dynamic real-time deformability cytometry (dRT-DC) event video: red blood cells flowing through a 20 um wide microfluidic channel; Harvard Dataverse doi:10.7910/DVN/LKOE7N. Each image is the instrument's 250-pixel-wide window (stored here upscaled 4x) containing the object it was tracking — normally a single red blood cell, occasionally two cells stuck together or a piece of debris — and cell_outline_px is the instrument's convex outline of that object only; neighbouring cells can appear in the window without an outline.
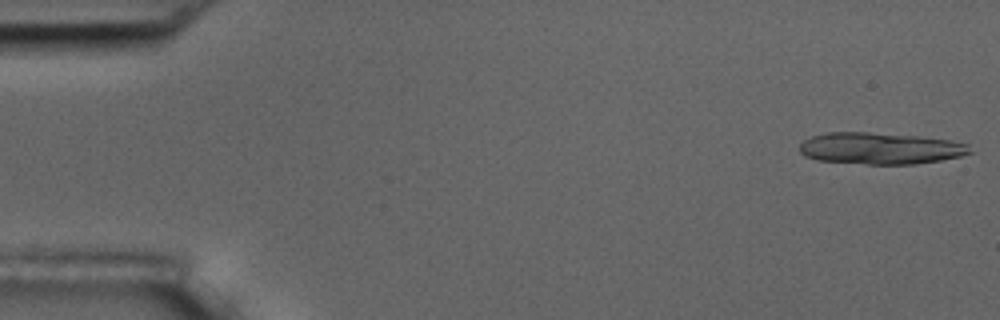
{"species": "common noctule bat (a hibernating species)", "species_latin": "Nyctalus noctula", "temperature_condition": "room temperature", "stored_images_in_passage": 6, "segment_of_instrument_passage": [1, 2], "camera_frame_rate_fps": 3000, "um_per_image_px": 0.085, "animal": {"sex": "male", "body_mass_g": 17.5, "forearm_length_mm": 52.3}, "frame": {"image": 1, "passage_image": 1, "time_ms": 0.0, "image_size_px": [1000, 320], "cell_outline_px": [[972, 152], [960, 156], [940, 160], [916, 164], [868, 164], [816, 160], [804, 156], [800, 152], [800, 144], [804, 140], [812, 136], [824, 132], [868, 132], [920, 136], [948, 140], [968, 144]], "centroid_in_image_um": [74.79, 12.61], "position_along_channel_um": 10.2, "area_um2": 31.44}}
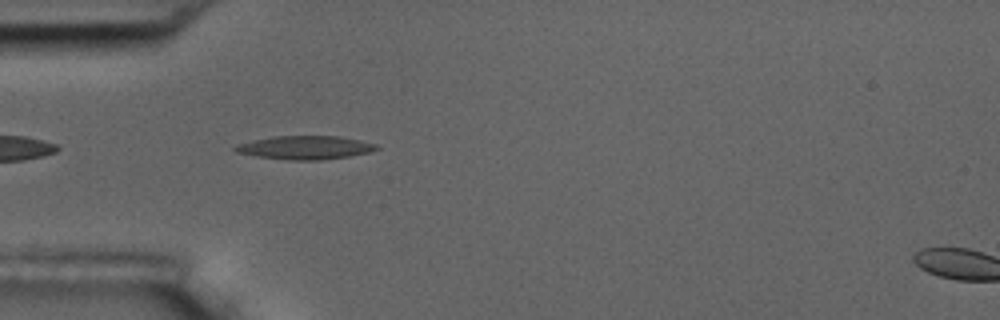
{"frame": {"image": 2, "passage_image": 5, "time_ms": 5.333, "image_size_px": [1000, 320], "cell_outline_px": [[380, 148], [368, 152], [348, 156], [320, 160], [288, 160], [256, 156], [236, 152], [232, 148], [236, 144], [252, 140], [272, 136], [340, 136], [376, 144]], "centroid_in_image_um": [25.88, 12.54], "position_along_channel_um": 59.1, "area_um2": 19.31}}